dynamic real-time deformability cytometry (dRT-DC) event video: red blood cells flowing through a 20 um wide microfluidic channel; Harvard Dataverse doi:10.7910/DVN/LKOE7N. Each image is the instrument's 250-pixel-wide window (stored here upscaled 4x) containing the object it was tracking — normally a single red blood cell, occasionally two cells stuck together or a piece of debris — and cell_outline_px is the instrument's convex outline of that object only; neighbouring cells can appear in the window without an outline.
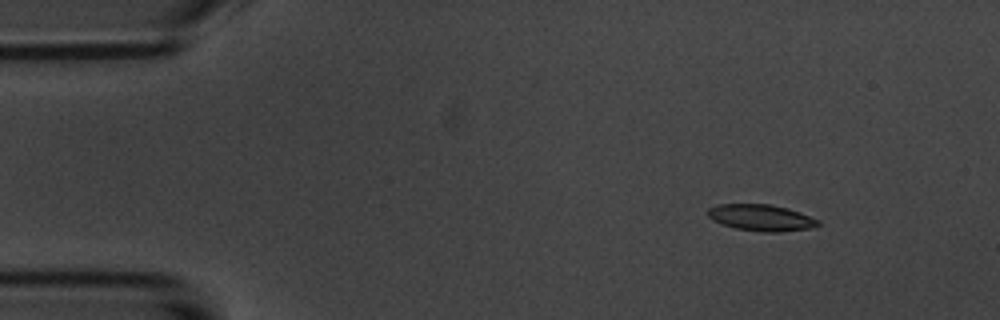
{"species": "common noctule bat (a hibernating species)", "species_latin": "Nyctalus noctula", "temperature_condition": "room temperature", "stored_images_in_passage": 6, "camera_frame_rate_fps": 3000, "um_per_image_px": 0.085, "animal": {"sex": "male", "body_mass_g": 20.1, "forearm_length_mm": 53.5}, "frame": {"image": 1, "passage_image": 2, "time_ms": 1.0, "image_size_px": [1000, 320], "cell_outline_px": [[820, 224], [808, 228], [780, 232], [760, 232], [736, 228], [712, 220], [708, 216], [708, 208], [716, 204], [772, 204], [788, 208], [800, 212], [820, 220]], "centroid_in_image_um": [64.69, 18.49], "position_along_channel_um": 20.3, "area_um2": 16.99}}
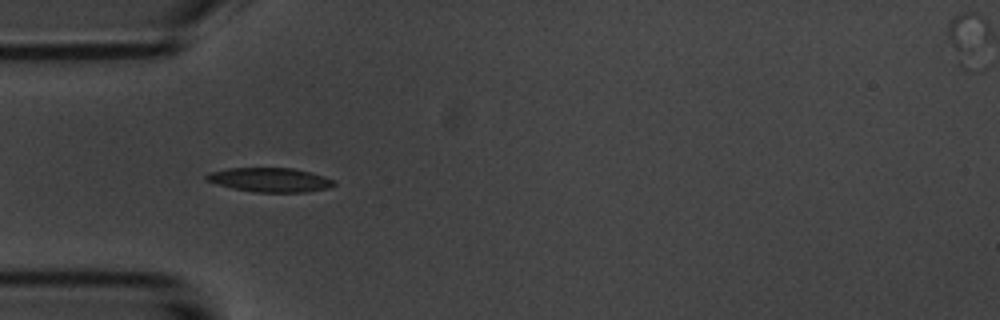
{"frame": {"image": 2, "passage_image": 5, "time_ms": 4.333, "image_size_px": [1000, 320], "cell_outline_px": [[336, 184], [328, 188], [308, 192], [252, 192], [232, 188], [216, 184], [204, 180], [204, 176], [208, 172], [228, 168], [292, 168], [324, 176], [332, 180]], "centroid_in_image_um": [22.88, 15.29], "position_along_channel_um": 62.1, "area_um2": 18.03}}